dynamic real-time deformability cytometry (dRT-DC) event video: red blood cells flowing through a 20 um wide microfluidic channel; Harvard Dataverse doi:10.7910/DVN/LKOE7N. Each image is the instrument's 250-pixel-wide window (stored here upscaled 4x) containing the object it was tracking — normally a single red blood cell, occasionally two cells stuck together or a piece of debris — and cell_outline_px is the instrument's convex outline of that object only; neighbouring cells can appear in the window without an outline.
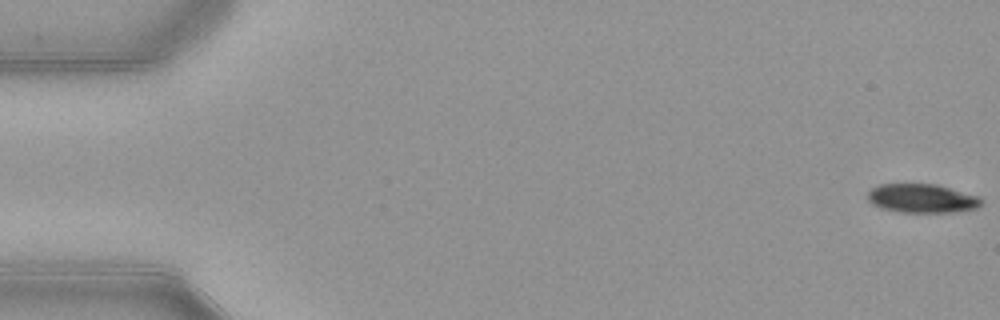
{"species": "common noctule bat (a hibernating species)", "species_latin": "Nyctalus noctula", "temperature_condition": "warm", "stored_images_in_passage": 53, "camera_frame_rate_fps": 3000, "um_per_image_px": 0.085, "animal": {"sex": "female", "body_mass_g": 21.9}, "frame": {"image": 1, "passage_image": 1, "time_ms": 0.0, "image_size_px": [1000, 320], "cell_outline_px": [[984, 200], [976, 208], [952, 212], [900, 212], [880, 208], [872, 204], [868, 200], [868, 192], [872, 188], [880, 184], [936, 184], [980, 196]], "centroid_in_image_um": [78.37, 16.86], "position_along_channel_um": 6.6, "area_um2": 19.13}}
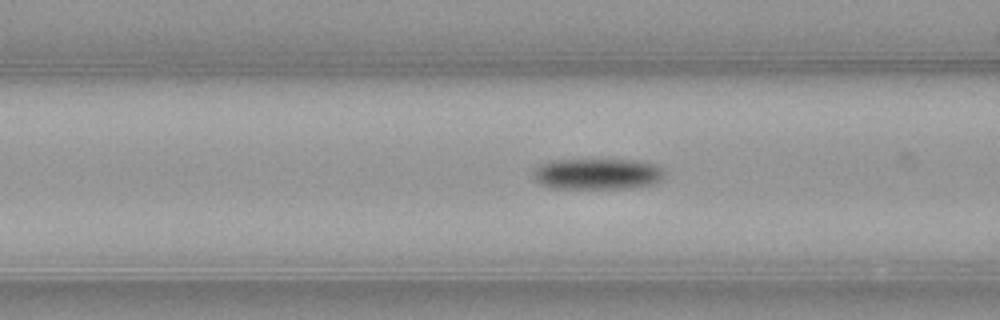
{"frame": {"image": 2, "passage_image": 21, "time_ms": 6.667, "image_size_px": [1000, 320], "cell_outline_px": [[664, 176], [660, 180], [652, 184], [624, 188], [552, 188], [540, 184], [532, 176], [532, 172], [540, 164], [556, 160], [636, 160], [656, 164], [664, 168]], "centroid_in_image_um": [50.78, 14.78], "position_along_channel_um": 115.8, "area_um2": 23.7}}
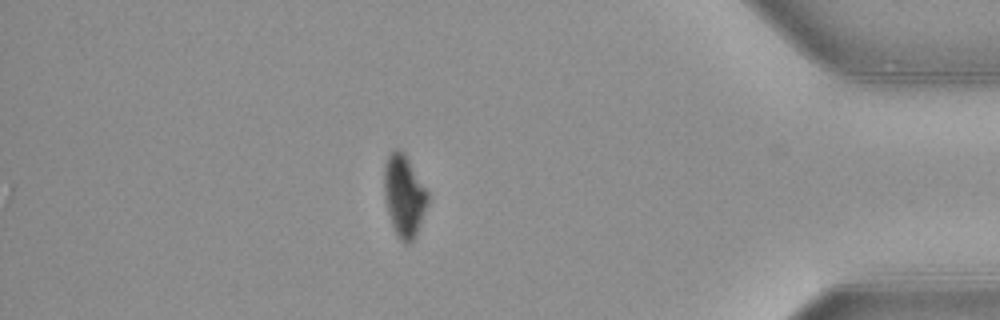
{"frame": {"image": 3, "passage_image": 46, "time_ms": 15.0, "image_size_px": [1000, 320], "cell_outline_px": [[428, 204], [416, 236], [408, 244], [400, 240], [392, 224], [388, 212], [384, 196], [384, 164], [388, 156], [396, 148], [400, 148], [404, 152], [428, 192]], "centroid_in_image_um": [34.35, 16.63], "position_along_channel_um": 400.9, "area_um2": 20.69}, "authors_computed_cell_mechanics": {"area_um2": 21.6172, "velocity_mm_per_s": 3.921, "shape_relaxation_time_tau1_ms": 2.4003, "shape_relaxation_time_tau2_ms": null, "deformation_change_tau1": 0.1247, "deformation_change_tau2": null}}